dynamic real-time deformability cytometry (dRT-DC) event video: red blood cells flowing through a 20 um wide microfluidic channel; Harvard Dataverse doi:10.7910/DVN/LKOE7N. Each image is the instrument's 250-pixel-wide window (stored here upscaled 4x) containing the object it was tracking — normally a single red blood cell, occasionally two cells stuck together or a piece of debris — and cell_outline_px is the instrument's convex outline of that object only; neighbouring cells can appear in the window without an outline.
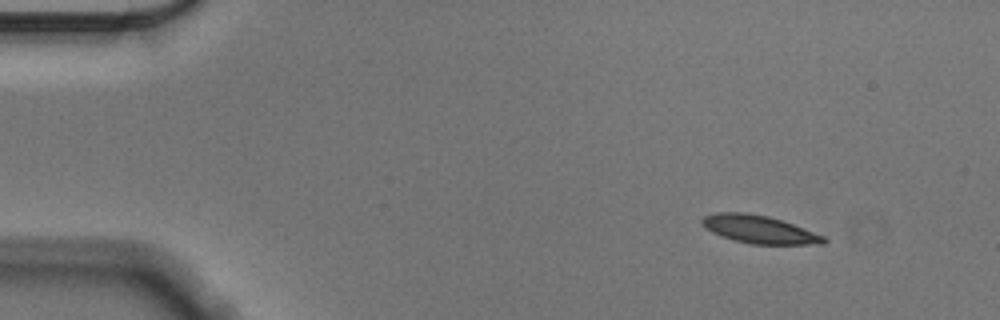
{"species": "Egyptian fruit bat (a non-hibernating species)", "species_latin": "Rousettus aegyptiacus", "temperature_condition": "cold", "stored_images_in_passage": 51, "camera_frame_rate_fps": 3000, "um_per_image_px": 0.085, "animal": {"sex": "male"}, "frame": {"image": 1, "passage_image": 1, "time_ms": 0.0, "image_size_px": [1000, 320], "cell_outline_px": [[828, 240], [824, 244], [752, 244], [720, 236], [704, 228], [700, 224], [700, 220], [704, 216], [716, 212], [748, 212], [768, 216], [804, 228], [824, 236]], "centroid_in_image_um": [64.49, 19.49], "position_along_channel_um": 20.5, "area_um2": 19.83}}
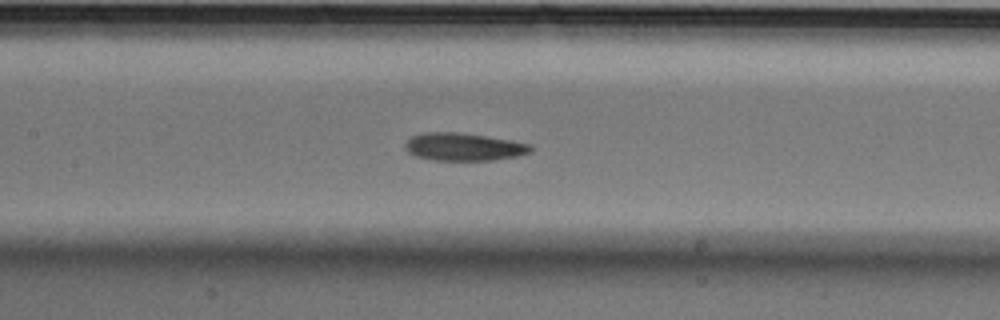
{"frame": {"image": 2, "passage_image": 21, "time_ms": 6.667, "image_size_px": [1000, 320], "cell_outline_px": [[532, 152], [516, 156], [492, 160], [436, 160], [416, 156], [408, 152], [404, 148], [404, 144], [412, 136], [424, 132], [460, 132], [512, 140], [532, 144]], "centroid_in_image_um": [39.43, 12.47], "position_along_channel_um": 168.0, "area_um2": 20.35}}
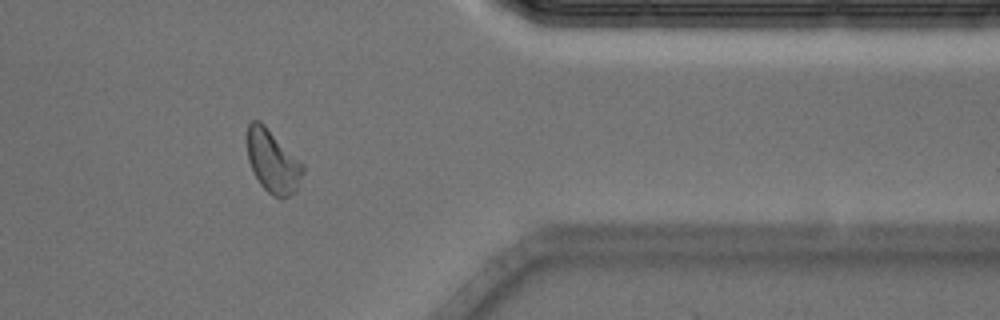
{"frame": {"image": 3, "passage_image": 41, "time_ms": 13.333, "image_size_px": [1000, 320], "cell_outline_px": [[304, 172], [296, 188], [284, 200], [280, 200], [272, 196], [260, 184], [248, 160], [248, 124], [252, 120], [260, 120], [304, 164]], "centroid_in_image_um": [23.2, 13.73], "position_along_channel_um": 388.2, "area_um2": 20.23}, "authors_computed_cell_mechanics": {"area_um2": 20.2878, "velocity_mm_per_s": 3.5369, "shape_relaxation_time_tau1_ms": 4.7876, "shape_relaxation_time_tau2_ms": 5.4664, "deformation_change_tau1": 0.1288, "deformation_change_tau2": 0.1099}}